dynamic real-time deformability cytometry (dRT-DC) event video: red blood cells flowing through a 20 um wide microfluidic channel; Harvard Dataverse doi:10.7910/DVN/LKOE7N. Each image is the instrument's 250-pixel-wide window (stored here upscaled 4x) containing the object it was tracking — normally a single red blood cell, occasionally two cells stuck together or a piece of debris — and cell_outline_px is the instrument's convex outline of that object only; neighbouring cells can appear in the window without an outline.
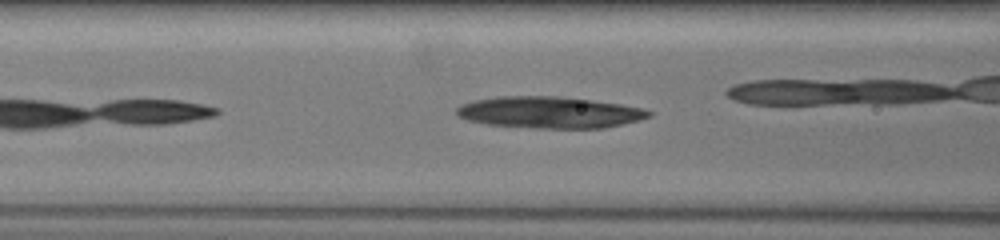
{"species": "common noctule bat (a hibernating species)", "species_latin": "Nyctalus noctula", "temperature_condition": "warm", "stored_images_in_passage": 12, "camera_frame_rate_fps": 3000, "um_per_image_px": 0.085, "animal": {"sex": "female", "body_mass_g": 19.5, "forearm_length_mm": 54.1}, "frame": {"image": 1, "passage_image": 6, "time_ms": 3.333, "image_size_px": [1000, 240], "cell_outline_px": [[652, 116], [640, 120], [604, 128], [536, 128], [488, 124], [468, 120], [456, 116], [456, 108], [464, 104], [476, 100], [500, 96], [556, 96], [620, 104], [644, 108], [652, 112]], "centroid_in_image_um": [46.73, 9.56], "position_along_channel_um": 119.9, "area_um2": 35.14}}